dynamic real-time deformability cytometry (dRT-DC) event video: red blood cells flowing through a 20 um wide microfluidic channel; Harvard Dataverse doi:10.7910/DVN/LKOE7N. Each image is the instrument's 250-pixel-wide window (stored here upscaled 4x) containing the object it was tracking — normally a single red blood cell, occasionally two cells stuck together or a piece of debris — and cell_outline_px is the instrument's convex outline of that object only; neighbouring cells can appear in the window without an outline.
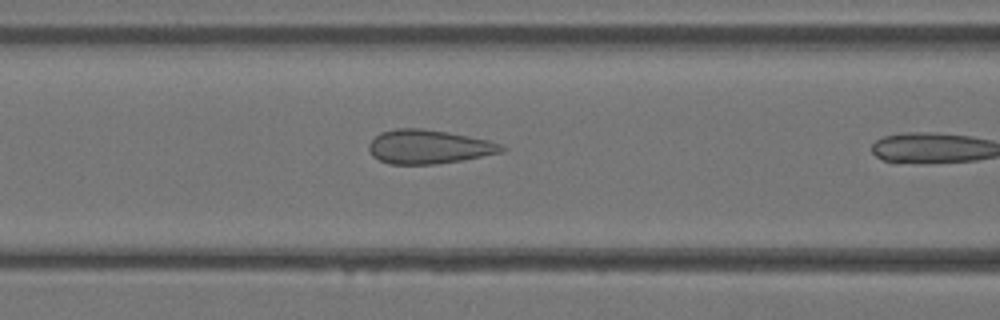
{"species": "Egyptian fruit bat (a non-hibernating species)", "species_latin": "Rousettus aegyptiacus", "temperature_condition": "warm", "stored_images_in_passage": 8, "camera_frame_rate_fps": 3000, "um_per_image_px": 0.085, "animal": {"sex": "female"}, "frame": {"image": 1, "passage_image": 7, "time_ms": 2.0, "image_size_px": [1000, 320], "cell_outline_px": [[496, 152], [456, 160], [424, 164], [396, 164], [380, 160], [372, 152], [372, 140], [376, 136], [384, 132], [440, 132], [480, 140]], "centroid_in_image_um": [36.19, 12.54], "position_along_channel_um": 130.4, "area_um2": 22.14}}